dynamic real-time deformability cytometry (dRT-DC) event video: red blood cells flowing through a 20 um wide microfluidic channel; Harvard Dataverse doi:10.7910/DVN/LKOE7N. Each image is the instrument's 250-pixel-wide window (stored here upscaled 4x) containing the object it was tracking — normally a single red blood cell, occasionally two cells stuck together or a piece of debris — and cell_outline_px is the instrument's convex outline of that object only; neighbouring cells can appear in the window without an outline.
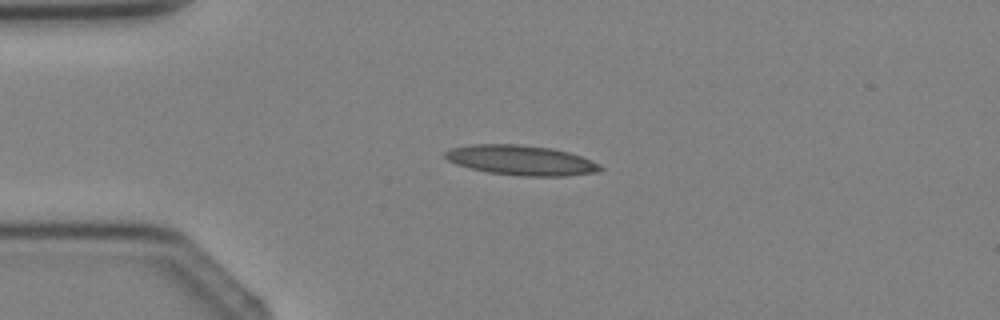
{"species": "Egyptian fruit bat (a non-hibernating species)", "species_latin": "Rousettus aegyptiacus", "temperature_condition": "cold", "stored_images_in_passage": 2, "camera_frame_rate_fps": 3000, "um_per_image_px": 0.085, "animal": {"sex": "female"}, "frame": {"image": 1, "passage_image": 1, "time_ms": 0.0, "image_size_px": [1000, 320], "cell_outline_px": [[604, 168], [600, 172], [564, 176], [524, 176], [488, 172], [456, 164], [448, 160], [444, 156], [444, 152], [452, 148], [472, 144], [516, 144], [552, 148], [568, 152], [580, 156], [600, 164]], "centroid_in_image_um": [44.32, 13.62], "position_along_channel_um": 40.7, "area_um2": 26.93}}